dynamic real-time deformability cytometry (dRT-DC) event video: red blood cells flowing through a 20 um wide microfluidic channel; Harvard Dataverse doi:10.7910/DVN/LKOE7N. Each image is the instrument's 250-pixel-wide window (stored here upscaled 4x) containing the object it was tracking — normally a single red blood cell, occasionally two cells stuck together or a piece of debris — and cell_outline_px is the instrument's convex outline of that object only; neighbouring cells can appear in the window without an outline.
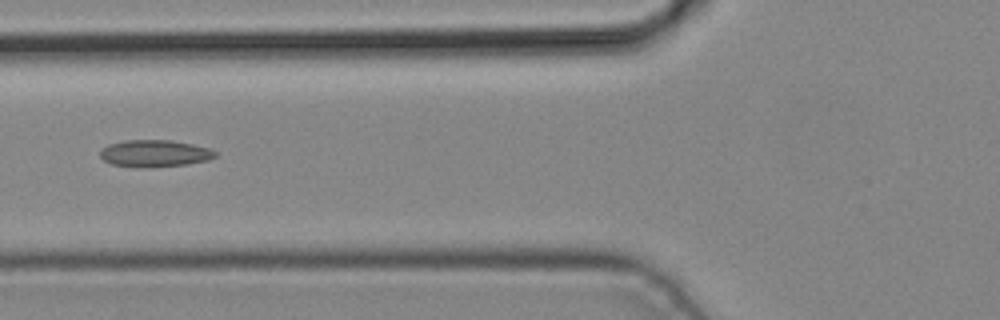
{"species": "common noctule bat (a hibernating species)", "species_latin": "Nyctalus noctula", "temperature_condition": "cold", "stored_images_in_passage": 3, "camera_frame_rate_fps": 3000, "um_per_image_px": 0.085, "animal": {"sex": "male", "body_mass_g": 19.2, "forearm_length_mm": 51.8}, "frame": {"image": 1, "passage_image": 3, "time_ms": 0.667, "image_size_px": [1000, 320], "cell_outline_px": [[216, 156], [208, 160], [188, 164], [112, 164], [104, 160], [100, 156], [100, 152], [108, 144], [124, 140], [172, 140], [192, 144], [208, 148], [216, 152]], "centroid_in_image_um": [13.18, 12.97], "position_along_channel_um": 112.6, "area_um2": 16.94}}